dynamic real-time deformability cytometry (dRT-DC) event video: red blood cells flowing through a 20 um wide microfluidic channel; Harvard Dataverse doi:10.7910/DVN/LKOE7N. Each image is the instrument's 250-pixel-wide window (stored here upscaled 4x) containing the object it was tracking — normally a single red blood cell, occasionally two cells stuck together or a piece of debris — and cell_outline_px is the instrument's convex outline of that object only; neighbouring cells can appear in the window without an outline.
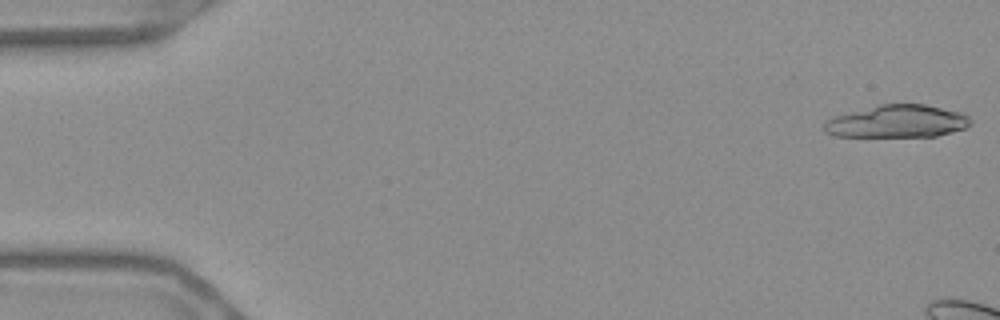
{"species": "Egyptian fruit bat (a non-hibernating species)", "species_latin": "Rousettus aegyptiacus", "temperature_condition": "warm", "stored_images_in_passage": 9, "camera_frame_rate_fps": 3000, "um_per_image_px": 0.085, "frame": {"image": 1, "passage_image": 1, "time_ms": 0.0, "image_size_px": [1000, 320], "cell_outline_px": [[972, 124], [968, 128], [936, 136], [836, 136], [824, 132], [824, 124], [832, 116], [880, 104], [924, 104], [960, 112], [968, 116], [972, 120]], "centroid_in_image_um": [76.29, 10.32], "position_along_channel_um": 8.7, "area_um2": 27.8}}